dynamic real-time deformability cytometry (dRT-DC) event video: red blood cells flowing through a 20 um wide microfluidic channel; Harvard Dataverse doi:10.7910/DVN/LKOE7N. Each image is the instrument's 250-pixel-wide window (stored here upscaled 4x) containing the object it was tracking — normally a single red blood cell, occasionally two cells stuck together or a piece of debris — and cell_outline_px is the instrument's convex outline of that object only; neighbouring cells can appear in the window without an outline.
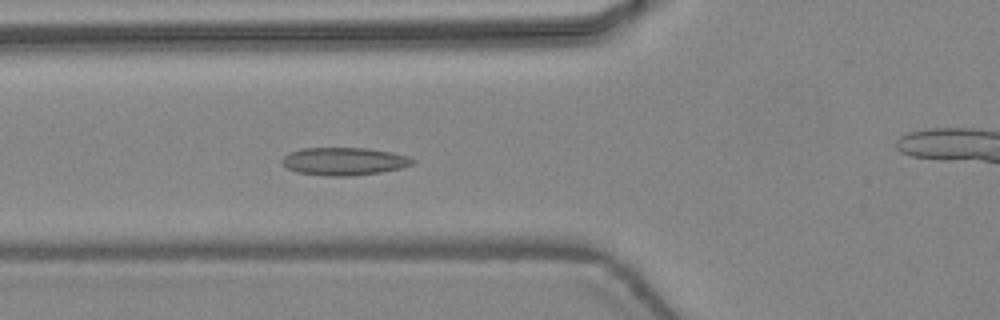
{"species": "common noctule bat (a hibernating species)", "species_latin": "Nyctalus noctula", "temperature_condition": "warm", "stored_images_in_passage": 46, "camera_frame_rate_fps": 3000, "um_per_image_px": 0.085, "animal": {"sex": "female", "body_mass_g": 24.6, "forearm_length_mm": 56.2}, "frame": {"image": 1, "passage_image": 16, "time_ms": 5.0, "image_size_px": [1000, 320], "cell_outline_px": [[416, 160], [412, 164], [400, 168], [380, 172], [352, 176], [328, 176], [296, 172], [288, 168], [280, 160], [288, 152], [300, 148], [368, 148], [392, 152], [408, 156]], "centroid_in_image_um": [29.23, 13.7], "position_along_channel_um": 96.6, "area_um2": 21.21}}
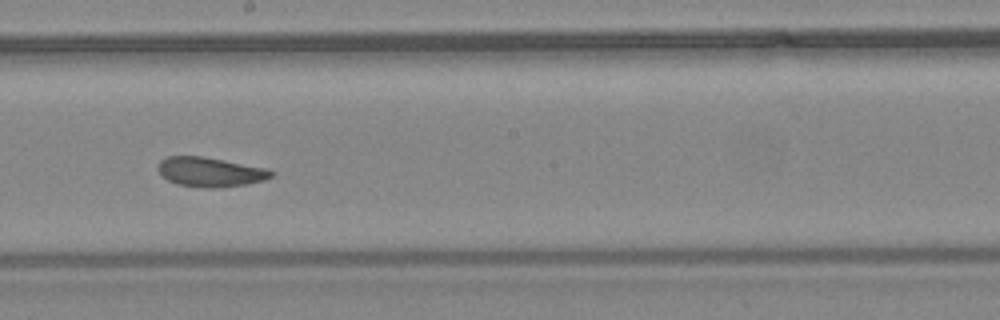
{"frame": {"image": 2, "passage_image": 25, "time_ms": 8.0, "image_size_px": [1000, 320], "cell_outline_px": [[276, 172], [272, 176], [264, 180], [248, 184], [216, 188], [208, 188], [176, 184], [168, 180], [156, 168], [160, 160], [168, 156], [200, 156], [224, 160], [268, 168]], "centroid_in_image_um": [17.89, 14.62], "position_along_channel_um": 230.3, "area_um2": 19.54}}
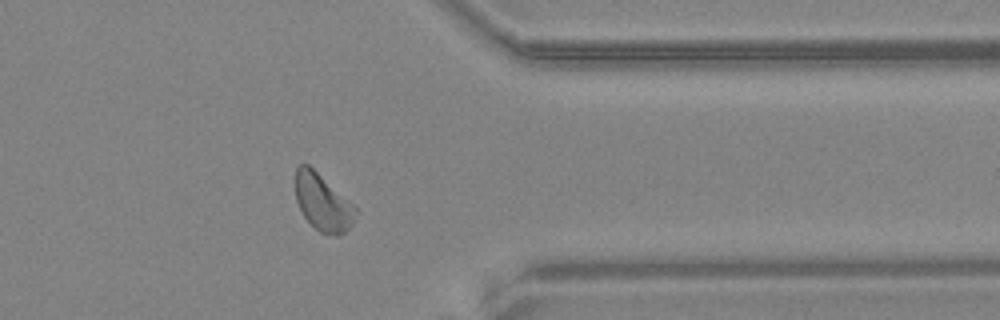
{"frame": {"image": 3, "passage_image": 36, "time_ms": 11.667, "image_size_px": [1000, 320], "cell_outline_px": [[356, 212], [352, 224], [344, 232], [336, 236], [320, 232], [304, 216], [296, 200], [296, 168], [300, 164], [308, 164], [356, 204]], "centroid_in_image_um": [27.46, 17.19], "position_along_channel_um": 383.9, "area_um2": 19.88}, "authors_computed_cell_mechanics": {"area_um2": 20.2011, "velocity_mm_per_s": 4.4515, "shape_relaxation_time_tau1_ms": 3.393, "shape_relaxation_time_tau2_ms": 2.5158, "deformation_change_tau1": 0.1187, "deformation_change_tau2": 0.0937}}